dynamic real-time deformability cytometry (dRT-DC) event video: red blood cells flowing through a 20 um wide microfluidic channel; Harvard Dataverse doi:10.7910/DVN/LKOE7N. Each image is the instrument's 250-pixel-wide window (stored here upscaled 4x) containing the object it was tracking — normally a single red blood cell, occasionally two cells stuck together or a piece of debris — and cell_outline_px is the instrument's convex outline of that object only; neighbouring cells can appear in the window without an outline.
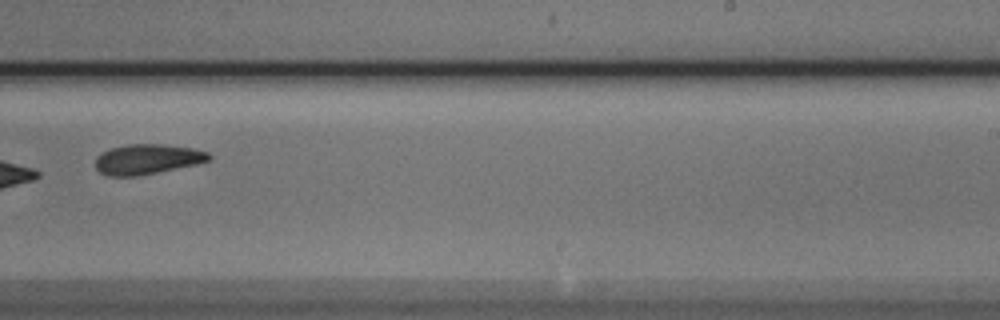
{"species": "Egyptian fruit bat (a non-hibernating species)", "species_latin": "Rousettus aegyptiacus", "temperature_condition": "cold", "stored_images_in_passage": 14, "camera_frame_rate_fps": 3000, "um_per_image_px": 0.085, "animal": {"sex": "male"}, "frame": {"image": 1, "passage_image": 10, "time_ms": 3.0, "image_size_px": [1000, 320], "cell_outline_px": [[212, 160], [196, 164], [136, 176], [108, 176], [100, 172], [96, 168], [96, 156], [112, 148], [128, 144], [164, 144], [192, 148], [208, 152], [212, 156]], "centroid_in_image_um": [12.54, 13.53], "position_along_channel_um": 276.5, "area_um2": 19.77}}
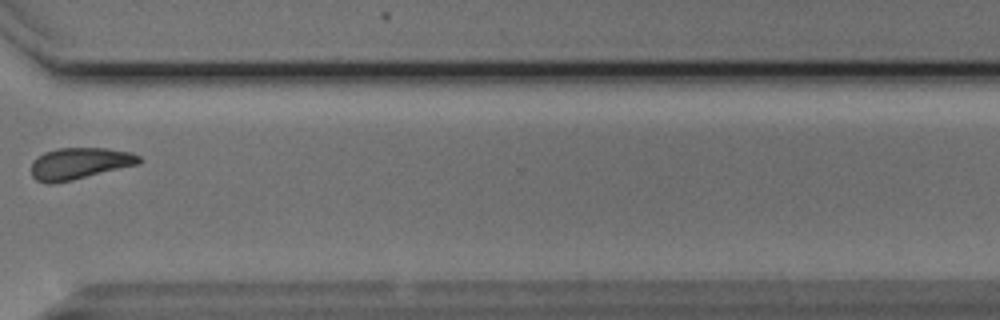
{"frame": {"image": 2, "passage_image": 12, "time_ms": 3.667, "image_size_px": [1000, 320], "cell_outline_px": [[144, 160], [140, 164], [72, 180], [52, 184], [48, 184], [36, 180], [32, 176], [32, 164], [44, 152], [60, 148], [108, 148], [132, 152], [140, 156]], "centroid_in_image_um": [6.83, 13.89], "position_along_channel_um": 363.8, "area_um2": 19.88}}